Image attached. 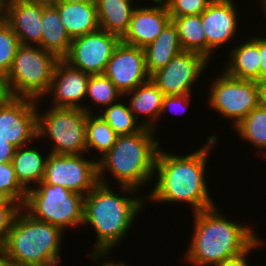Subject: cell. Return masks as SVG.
Segmentation results:
<instances>
[{
	"label": "cell",
	"instance_id": "obj_1",
	"mask_svg": "<svg viewBox=\"0 0 266 266\" xmlns=\"http://www.w3.org/2000/svg\"><path fill=\"white\" fill-rule=\"evenodd\" d=\"M216 135L208 137L207 144L185 156L158 151L154 188L146 197L153 202L189 203L193 213L215 206L206 181V163L210 151L218 143ZM215 145V146H214ZM213 147V148H212ZM213 201V202H212Z\"/></svg>",
	"mask_w": 266,
	"mask_h": 266
},
{
	"label": "cell",
	"instance_id": "obj_2",
	"mask_svg": "<svg viewBox=\"0 0 266 266\" xmlns=\"http://www.w3.org/2000/svg\"><path fill=\"white\" fill-rule=\"evenodd\" d=\"M218 208L193 214L194 234L184 257L195 266H217L241 255L259 239L252 227L228 220Z\"/></svg>",
	"mask_w": 266,
	"mask_h": 266
},
{
	"label": "cell",
	"instance_id": "obj_3",
	"mask_svg": "<svg viewBox=\"0 0 266 266\" xmlns=\"http://www.w3.org/2000/svg\"><path fill=\"white\" fill-rule=\"evenodd\" d=\"M119 187L125 195L120 196L108 184L99 182L84 197L83 226L91 225L97 234L92 250L94 253L109 254L111 249L119 245L145 204L146 197L131 196L138 190L128 186Z\"/></svg>",
	"mask_w": 266,
	"mask_h": 266
},
{
	"label": "cell",
	"instance_id": "obj_4",
	"mask_svg": "<svg viewBox=\"0 0 266 266\" xmlns=\"http://www.w3.org/2000/svg\"><path fill=\"white\" fill-rule=\"evenodd\" d=\"M154 136L156 132L147 127L133 134L117 136L110 151L97 161L98 181L107 185L108 180L103 177L107 170L118 185L140 192L139 189L154 180L156 157L160 148V141Z\"/></svg>",
	"mask_w": 266,
	"mask_h": 266
},
{
	"label": "cell",
	"instance_id": "obj_5",
	"mask_svg": "<svg viewBox=\"0 0 266 266\" xmlns=\"http://www.w3.org/2000/svg\"><path fill=\"white\" fill-rule=\"evenodd\" d=\"M64 232L58 226L34 219L21 208L0 243L8 266H60Z\"/></svg>",
	"mask_w": 266,
	"mask_h": 266
},
{
	"label": "cell",
	"instance_id": "obj_6",
	"mask_svg": "<svg viewBox=\"0 0 266 266\" xmlns=\"http://www.w3.org/2000/svg\"><path fill=\"white\" fill-rule=\"evenodd\" d=\"M59 60L40 46L20 44L5 76L11 97L42 100L48 94Z\"/></svg>",
	"mask_w": 266,
	"mask_h": 266
},
{
	"label": "cell",
	"instance_id": "obj_7",
	"mask_svg": "<svg viewBox=\"0 0 266 266\" xmlns=\"http://www.w3.org/2000/svg\"><path fill=\"white\" fill-rule=\"evenodd\" d=\"M84 197L63 186L49 185L41 181L27 191L22 208L34 219L48 222L66 231L68 227L83 225Z\"/></svg>",
	"mask_w": 266,
	"mask_h": 266
},
{
	"label": "cell",
	"instance_id": "obj_8",
	"mask_svg": "<svg viewBox=\"0 0 266 266\" xmlns=\"http://www.w3.org/2000/svg\"><path fill=\"white\" fill-rule=\"evenodd\" d=\"M37 100V139L53 140L51 153L84 154L86 147V119L88 113L83 109L50 107L38 112Z\"/></svg>",
	"mask_w": 266,
	"mask_h": 266
},
{
	"label": "cell",
	"instance_id": "obj_9",
	"mask_svg": "<svg viewBox=\"0 0 266 266\" xmlns=\"http://www.w3.org/2000/svg\"><path fill=\"white\" fill-rule=\"evenodd\" d=\"M210 87L209 107L232 119L234 127L260 105L258 81L235 79L223 71Z\"/></svg>",
	"mask_w": 266,
	"mask_h": 266
},
{
	"label": "cell",
	"instance_id": "obj_10",
	"mask_svg": "<svg viewBox=\"0 0 266 266\" xmlns=\"http://www.w3.org/2000/svg\"><path fill=\"white\" fill-rule=\"evenodd\" d=\"M82 154L48 153L43 182L87 195L98 183L97 160Z\"/></svg>",
	"mask_w": 266,
	"mask_h": 266
},
{
	"label": "cell",
	"instance_id": "obj_11",
	"mask_svg": "<svg viewBox=\"0 0 266 266\" xmlns=\"http://www.w3.org/2000/svg\"><path fill=\"white\" fill-rule=\"evenodd\" d=\"M121 41L103 29L72 39L68 54L63 58L73 68L90 75L104 74L113 51Z\"/></svg>",
	"mask_w": 266,
	"mask_h": 266
},
{
	"label": "cell",
	"instance_id": "obj_12",
	"mask_svg": "<svg viewBox=\"0 0 266 266\" xmlns=\"http://www.w3.org/2000/svg\"><path fill=\"white\" fill-rule=\"evenodd\" d=\"M208 62L209 59L199 53L182 51L154 72L151 80L164 95L192 94V86L200 80Z\"/></svg>",
	"mask_w": 266,
	"mask_h": 266
},
{
	"label": "cell",
	"instance_id": "obj_13",
	"mask_svg": "<svg viewBox=\"0 0 266 266\" xmlns=\"http://www.w3.org/2000/svg\"><path fill=\"white\" fill-rule=\"evenodd\" d=\"M0 138L16 148L37 138V100L10 97L0 105Z\"/></svg>",
	"mask_w": 266,
	"mask_h": 266
},
{
	"label": "cell",
	"instance_id": "obj_14",
	"mask_svg": "<svg viewBox=\"0 0 266 266\" xmlns=\"http://www.w3.org/2000/svg\"><path fill=\"white\" fill-rule=\"evenodd\" d=\"M104 75L123 95L147 82L151 76L146 68L143 48L120 41L107 63Z\"/></svg>",
	"mask_w": 266,
	"mask_h": 266
},
{
	"label": "cell",
	"instance_id": "obj_15",
	"mask_svg": "<svg viewBox=\"0 0 266 266\" xmlns=\"http://www.w3.org/2000/svg\"><path fill=\"white\" fill-rule=\"evenodd\" d=\"M234 3V0H213L201 13L206 35V58L209 60L215 49L230 42L238 34L239 12Z\"/></svg>",
	"mask_w": 266,
	"mask_h": 266
},
{
	"label": "cell",
	"instance_id": "obj_16",
	"mask_svg": "<svg viewBox=\"0 0 266 266\" xmlns=\"http://www.w3.org/2000/svg\"><path fill=\"white\" fill-rule=\"evenodd\" d=\"M90 74L73 68L63 59H60L54 69L48 95H53L52 107L83 109L87 113L92 110L81 101L86 98L87 84ZM50 93V94H49Z\"/></svg>",
	"mask_w": 266,
	"mask_h": 266
},
{
	"label": "cell",
	"instance_id": "obj_17",
	"mask_svg": "<svg viewBox=\"0 0 266 266\" xmlns=\"http://www.w3.org/2000/svg\"><path fill=\"white\" fill-rule=\"evenodd\" d=\"M151 1L156 5L134 9L129 28L121 38L122 42L144 48L153 42L172 20L163 0Z\"/></svg>",
	"mask_w": 266,
	"mask_h": 266
},
{
	"label": "cell",
	"instance_id": "obj_18",
	"mask_svg": "<svg viewBox=\"0 0 266 266\" xmlns=\"http://www.w3.org/2000/svg\"><path fill=\"white\" fill-rule=\"evenodd\" d=\"M43 4L34 2L5 3L3 19L16 34L20 44L41 47Z\"/></svg>",
	"mask_w": 266,
	"mask_h": 266
},
{
	"label": "cell",
	"instance_id": "obj_19",
	"mask_svg": "<svg viewBox=\"0 0 266 266\" xmlns=\"http://www.w3.org/2000/svg\"><path fill=\"white\" fill-rule=\"evenodd\" d=\"M62 24L71 39L84 36L100 28L96 2L69 3L54 1Z\"/></svg>",
	"mask_w": 266,
	"mask_h": 266
},
{
	"label": "cell",
	"instance_id": "obj_20",
	"mask_svg": "<svg viewBox=\"0 0 266 266\" xmlns=\"http://www.w3.org/2000/svg\"><path fill=\"white\" fill-rule=\"evenodd\" d=\"M233 49V50H232ZM229 54V63L225 65L224 72L235 79H260V52L259 36H253L232 48Z\"/></svg>",
	"mask_w": 266,
	"mask_h": 266
},
{
	"label": "cell",
	"instance_id": "obj_21",
	"mask_svg": "<svg viewBox=\"0 0 266 266\" xmlns=\"http://www.w3.org/2000/svg\"><path fill=\"white\" fill-rule=\"evenodd\" d=\"M127 94H129L128 96L131 95L129 108L134 117L138 120L140 114L146 115V119H142L141 124L156 132L157 126L155 124L157 119L160 120L164 94L151 79L140 84L134 90L125 93L123 96L126 97Z\"/></svg>",
	"mask_w": 266,
	"mask_h": 266
},
{
	"label": "cell",
	"instance_id": "obj_22",
	"mask_svg": "<svg viewBox=\"0 0 266 266\" xmlns=\"http://www.w3.org/2000/svg\"><path fill=\"white\" fill-rule=\"evenodd\" d=\"M146 68L150 76L165 67L176 55L183 51L178 31L171 20L158 37L144 48Z\"/></svg>",
	"mask_w": 266,
	"mask_h": 266
},
{
	"label": "cell",
	"instance_id": "obj_23",
	"mask_svg": "<svg viewBox=\"0 0 266 266\" xmlns=\"http://www.w3.org/2000/svg\"><path fill=\"white\" fill-rule=\"evenodd\" d=\"M30 147V144H28L16 148L11 161L16 178L26 191L31 188L32 183L37 186L43 180L47 161V156L43 157L44 155H42L38 147Z\"/></svg>",
	"mask_w": 266,
	"mask_h": 266
},
{
	"label": "cell",
	"instance_id": "obj_24",
	"mask_svg": "<svg viewBox=\"0 0 266 266\" xmlns=\"http://www.w3.org/2000/svg\"><path fill=\"white\" fill-rule=\"evenodd\" d=\"M41 48L63 59L69 52L72 39L60 19L57 9L43 4Z\"/></svg>",
	"mask_w": 266,
	"mask_h": 266
},
{
	"label": "cell",
	"instance_id": "obj_25",
	"mask_svg": "<svg viewBox=\"0 0 266 266\" xmlns=\"http://www.w3.org/2000/svg\"><path fill=\"white\" fill-rule=\"evenodd\" d=\"M100 29L122 38L127 32L132 13L137 7L133 0H96Z\"/></svg>",
	"mask_w": 266,
	"mask_h": 266
},
{
	"label": "cell",
	"instance_id": "obj_26",
	"mask_svg": "<svg viewBox=\"0 0 266 266\" xmlns=\"http://www.w3.org/2000/svg\"><path fill=\"white\" fill-rule=\"evenodd\" d=\"M171 19L177 28L183 51L196 52L206 57V35L201 14Z\"/></svg>",
	"mask_w": 266,
	"mask_h": 266
},
{
	"label": "cell",
	"instance_id": "obj_27",
	"mask_svg": "<svg viewBox=\"0 0 266 266\" xmlns=\"http://www.w3.org/2000/svg\"><path fill=\"white\" fill-rule=\"evenodd\" d=\"M116 132L112 127L99 115L88 113L86 119V147L87 152L91 148L96 149L102 158L106 153L110 151L117 139Z\"/></svg>",
	"mask_w": 266,
	"mask_h": 266
},
{
	"label": "cell",
	"instance_id": "obj_28",
	"mask_svg": "<svg viewBox=\"0 0 266 266\" xmlns=\"http://www.w3.org/2000/svg\"><path fill=\"white\" fill-rule=\"evenodd\" d=\"M240 137L253 147L266 151V108L259 105L235 127ZM266 157V152H263Z\"/></svg>",
	"mask_w": 266,
	"mask_h": 266
},
{
	"label": "cell",
	"instance_id": "obj_29",
	"mask_svg": "<svg viewBox=\"0 0 266 266\" xmlns=\"http://www.w3.org/2000/svg\"><path fill=\"white\" fill-rule=\"evenodd\" d=\"M99 115L112 127L118 136L128 135L141 131L144 126L139 123L129 105L116 102L99 112Z\"/></svg>",
	"mask_w": 266,
	"mask_h": 266
},
{
	"label": "cell",
	"instance_id": "obj_30",
	"mask_svg": "<svg viewBox=\"0 0 266 266\" xmlns=\"http://www.w3.org/2000/svg\"><path fill=\"white\" fill-rule=\"evenodd\" d=\"M86 96V98L89 97L92 102L96 103L95 106L102 107L110 106L121 98L124 99L123 94L104 74L90 75Z\"/></svg>",
	"mask_w": 266,
	"mask_h": 266
},
{
	"label": "cell",
	"instance_id": "obj_31",
	"mask_svg": "<svg viewBox=\"0 0 266 266\" xmlns=\"http://www.w3.org/2000/svg\"><path fill=\"white\" fill-rule=\"evenodd\" d=\"M19 39L8 23L0 18V73L4 76L9 72L17 49Z\"/></svg>",
	"mask_w": 266,
	"mask_h": 266
},
{
	"label": "cell",
	"instance_id": "obj_32",
	"mask_svg": "<svg viewBox=\"0 0 266 266\" xmlns=\"http://www.w3.org/2000/svg\"><path fill=\"white\" fill-rule=\"evenodd\" d=\"M0 192L23 207L27 191L18 182L11 162L0 163Z\"/></svg>",
	"mask_w": 266,
	"mask_h": 266
},
{
	"label": "cell",
	"instance_id": "obj_33",
	"mask_svg": "<svg viewBox=\"0 0 266 266\" xmlns=\"http://www.w3.org/2000/svg\"><path fill=\"white\" fill-rule=\"evenodd\" d=\"M170 17L201 14L213 0H163Z\"/></svg>",
	"mask_w": 266,
	"mask_h": 266
},
{
	"label": "cell",
	"instance_id": "obj_34",
	"mask_svg": "<svg viewBox=\"0 0 266 266\" xmlns=\"http://www.w3.org/2000/svg\"><path fill=\"white\" fill-rule=\"evenodd\" d=\"M190 100H191V94L164 95L160 117H162L163 114H165L167 110L169 112L170 110H172L171 112H174V109L177 110L178 108L181 109L182 111L181 113H184L186 109H188Z\"/></svg>",
	"mask_w": 266,
	"mask_h": 266
},
{
	"label": "cell",
	"instance_id": "obj_35",
	"mask_svg": "<svg viewBox=\"0 0 266 266\" xmlns=\"http://www.w3.org/2000/svg\"><path fill=\"white\" fill-rule=\"evenodd\" d=\"M21 206H0V243L5 239Z\"/></svg>",
	"mask_w": 266,
	"mask_h": 266
},
{
	"label": "cell",
	"instance_id": "obj_36",
	"mask_svg": "<svg viewBox=\"0 0 266 266\" xmlns=\"http://www.w3.org/2000/svg\"><path fill=\"white\" fill-rule=\"evenodd\" d=\"M262 241H260V237L259 239L248 249L246 250L244 253H242L239 256H236L234 258H230L227 259L225 261H223L222 263L218 264L217 266H249V262H247V257L248 255H250L249 253L254 251L256 249V247H260ZM248 254V255H247Z\"/></svg>",
	"mask_w": 266,
	"mask_h": 266
},
{
	"label": "cell",
	"instance_id": "obj_37",
	"mask_svg": "<svg viewBox=\"0 0 266 266\" xmlns=\"http://www.w3.org/2000/svg\"><path fill=\"white\" fill-rule=\"evenodd\" d=\"M16 147L7 140L0 138V163L11 162Z\"/></svg>",
	"mask_w": 266,
	"mask_h": 266
},
{
	"label": "cell",
	"instance_id": "obj_38",
	"mask_svg": "<svg viewBox=\"0 0 266 266\" xmlns=\"http://www.w3.org/2000/svg\"><path fill=\"white\" fill-rule=\"evenodd\" d=\"M260 79L266 76V37L259 36Z\"/></svg>",
	"mask_w": 266,
	"mask_h": 266
},
{
	"label": "cell",
	"instance_id": "obj_39",
	"mask_svg": "<svg viewBox=\"0 0 266 266\" xmlns=\"http://www.w3.org/2000/svg\"><path fill=\"white\" fill-rule=\"evenodd\" d=\"M91 257H92L91 260H93V262H96V261L98 262V260H100V258L102 260H104L102 262V264H101L102 266H128L126 264V262H123V261H120L119 263H116V262H113L111 260L110 261L106 260L105 258L107 257V253H94V252H91Z\"/></svg>",
	"mask_w": 266,
	"mask_h": 266
},
{
	"label": "cell",
	"instance_id": "obj_40",
	"mask_svg": "<svg viewBox=\"0 0 266 266\" xmlns=\"http://www.w3.org/2000/svg\"><path fill=\"white\" fill-rule=\"evenodd\" d=\"M10 97L11 95L8 90L6 77L0 73V105L6 102Z\"/></svg>",
	"mask_w": 266,
	"mask_h": 266
},
{
	"label": "cell",
	"instance_id": "obj_41",
	"mask_svg": "<svg viewBox=\"0 0 266 266\" xmlns=\"http://www.w3.org/2000/svg\"><path fill=\"white\" fill-rule=\"evenodd\" d=\"M260 87V105L266 108V76L258 80Z\"/></svg>",
	"mask_w": 266,
	"mask_h": 266
},
{
	"label": "cell",
	"instance_id": "obj_42",
	"mask_svg": "<svg viewBox=\"0 0 266 266\" xmlns=\"http://www.w3.org/2000/svg\"><path fill=\"white\" fill-rule=\"evenodd\" d=\"M55 0H4V3H17V2H34V3H42L45 5L53 4Z\"/></svg>",
	"mask_w": 266,
	"mask_h": 266
},
{
	"label": "cell",
	"instance_id": "obj_43",
	"mask_svg": "<svg viewBox=\"0 0 266 266\" xmlns=\"http://www.w3.org/2000/svg\"><path fill=\"white\" fill-rule=\"evenodd\" d=\"M0 206H20L15 201L9 200L2 192H0Z\"/></svg>",
	"mask_w": 266,
	"mask_h": 266
},
{
	"label": "cell",
	"instance_id": "obj_44",
	"mask_svg": "<svg viewBox=\"0 0 266 266\" xmlns=\"http://www.w3.org/2000/svg\"><path fill=\"white\" fill-rule=\"evenodd\" d=\"M0 266H8L6 257L4 254V250L2 248V245L0 244Z\"/></svg>",
	"mask_w": 266,
	"mask_h": 266
},
{
	"label": "cell",
	"instance_id": "obj_45",
	"mask_svg": "<svg viewBox=\"0 0 266 266\" xmlns=\"http://www.w3.org/2000/svg\"><path fill=\"white\" fill-rule=\"evenodd\" d=\"M55 1H60V2H77V3H83V2H95L96 0H55Z\"/></svg>",
	"mask_w": 266,
	"mask_h": 266
},
{
	"label": "cell",
	"instance_id": "obj_46",
	"mask_svg": "<svg viewBox=\"0 0 266 266\" xmlns=\"http://www.w3.org/2000/svg\"><path fill=\"white\" fill-rule=\"evenodd\" d=\"M261 3H260V5L262 6L261 8L263 9L262 11H263V13H265L264 14V16L266 17V0H259Z\"/></svg>",
	"mask_w": 266,
	"mask_h": 266
},
{
	"label": "cell",
	"instance_id": "obj_47",
	"mask_svg": "<svg viewBox=\"0 0 266 266\" xmlns=\"http://www.w3.org/2000/svg\"><path fill=\"white\" fill-rule=\"evenodd\" d=\"M4 4V0H0V18L3 17Z\"/></svg>",
	"mask_w": 266,
	"mask_h": 266
}]
</instances>
